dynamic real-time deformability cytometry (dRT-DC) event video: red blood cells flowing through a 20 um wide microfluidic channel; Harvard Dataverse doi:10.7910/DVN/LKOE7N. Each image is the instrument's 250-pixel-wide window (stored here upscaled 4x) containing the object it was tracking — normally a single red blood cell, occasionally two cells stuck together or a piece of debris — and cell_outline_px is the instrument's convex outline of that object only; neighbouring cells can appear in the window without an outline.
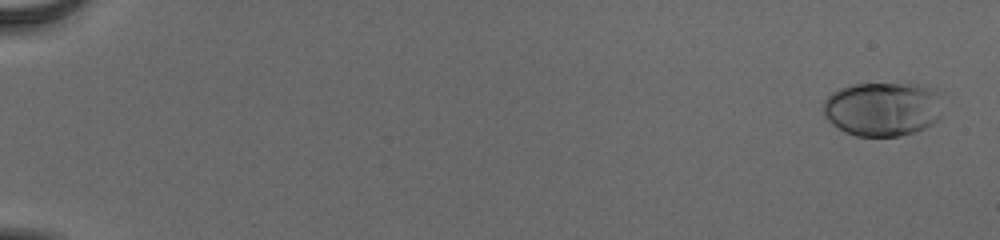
{"species": "human", "species_latin": "Homo sapiens", "temperature_condition": "cold", "stored_images_in_passage": 57, "camera_frame_rate_fps": 3000, "um_per_image_px": 0.085, "donor": {"sex": "male"}, "frame": {"image": 1, "passage_image": 3, "time_ms": 0.667, "image_size_px": [1000, 240], "cell_outline_px": [[936, 120], [932, 124], [924, 128], [900, 136], [856, 136], [844, 132], [832, 124], [824, 116], [824, 100], [832, 92], [840, 88], [852, 84], [920, 84], [932, 88], [936, 92]], "centroid_in_image_um": [74.91, 9.26], "position_along_channel_um": 10.1, "area_um2": 37.05}}
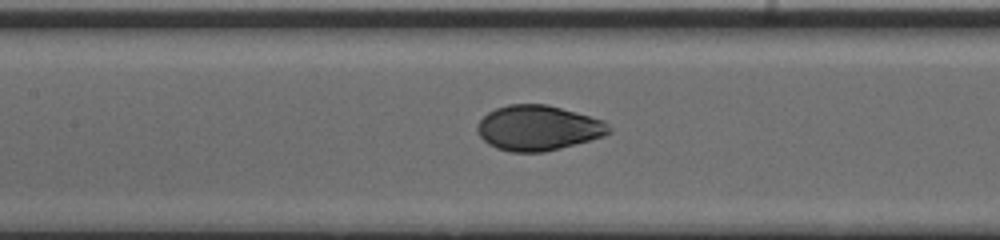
{"frame": {"image": 2, "passage_image": 30, "time_ms": 9.667, "image_size_px": [1000, 240], "cell_outline_px": [[612, 132], [604, 136], [560, 148], [544, 152], [512, 152], [496, 148], [488, 144], [480, 136], [476, 128], [480, 120], [488, 112], [496, 108], [508, 104], [548, 104], [604, 120], [612, 128]], "centroid_in_image_um": [45.75, 10.87], "position_along_channel_um": 161.6, "area_um2": 34.68}}
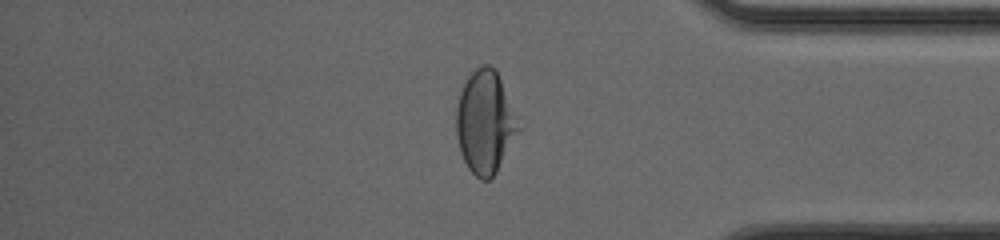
{"frame": {"image": 3, "passage_image": 49, "time_ms": 16.0, "image_size_px": [1000, 240], "cell_outline_px": [[520, 128], [492, 180], [480, 180], [468, 168], [460, 152], [456, 136], [456, 108], [460, 92], [468, 76], [476, 68], [484, 64], [488, 64], [496, 68]], "centroid_in_image_um": [41.2, 10.4], "position_along_channel_um": 394.0, "area_um2": 36.88}, "authors_computed_cell_mechanics": {"area_um2": 35.7782, "velocity_mm_per_s": 3.8825, "shape_relaxation_time_tau1_ms": 4.575, "shape_relaxation_time_tau2_ms": null, "deformation_change_tau1": 0.1934, "deformation_change_tau2": null}}